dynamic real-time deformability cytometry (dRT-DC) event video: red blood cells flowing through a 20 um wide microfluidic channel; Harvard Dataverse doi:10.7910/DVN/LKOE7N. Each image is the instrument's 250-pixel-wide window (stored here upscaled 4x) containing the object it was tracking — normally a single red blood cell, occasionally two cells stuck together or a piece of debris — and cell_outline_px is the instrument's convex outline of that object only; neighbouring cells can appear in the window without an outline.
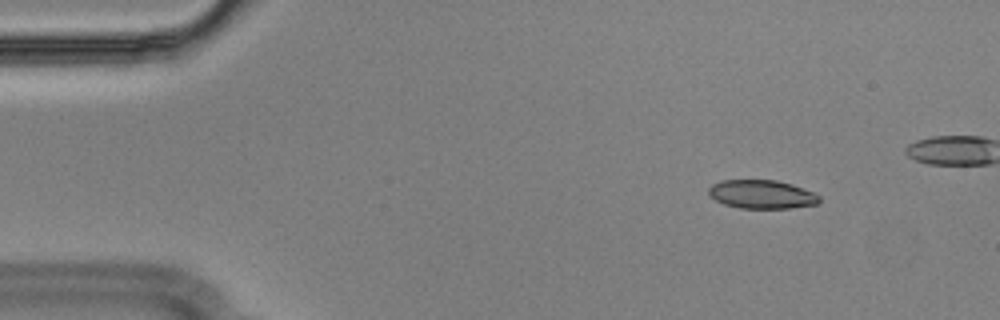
{"species": "Egyptian fruit bat (a non-hibernating species)", "species_latin": "Rousettus aegyptiacus", "temperature_condition": "cold", "stored_images_in_passage": 55, "segment_of_instrument_passage": [1, 2], "camera_frame_rate_fps": 3000, "um_per_image_px": 0.085, "animal": {"sex": "male"}, "frame": {"image": 1, "passage_image": 5, "time_ms": 1.333, "image_size_px": [1000, 320], "cell_outline_px": [[820, 200], [816, 204], [788, 208], [740, 208], [724, 204], [716, 200], [708, 192], [708, 188], [712, 184], [720, 180], [776, 180], [792, 184], [812, 192], [820, 196]], "centroid_in_image_um": [64.73, 16.51], "position_along_channel_um": 20.3, "area_um2": 18.32}}
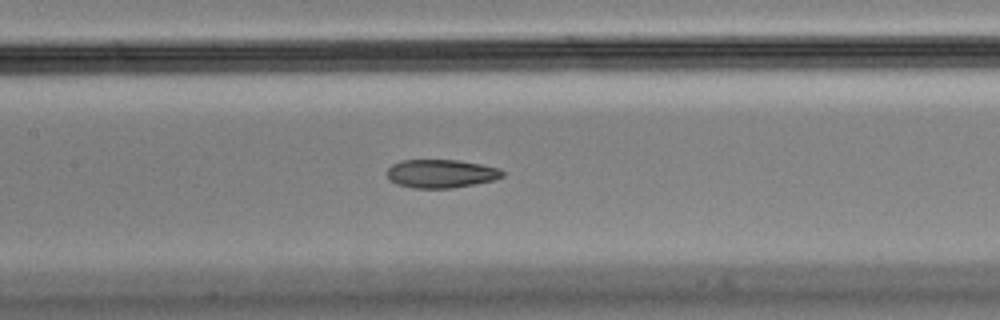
{"frame": {"image": 2, "passage_image": 24, "time_ms": 7.667, "image_size_px": [1000, 320], "cell_outline_px": [[504, 176], [492, 180], [452, 188], [412, 188], [396, 184], [388, 176], [388, 168], [392, 164], [400, 160], [460, 160], [480, 164], [496, 168], [504, 172]], "centroid_in_image_um": [37.46, 14.75], "position_along_channel_um": 169.9, "area_um2": 18.9}}
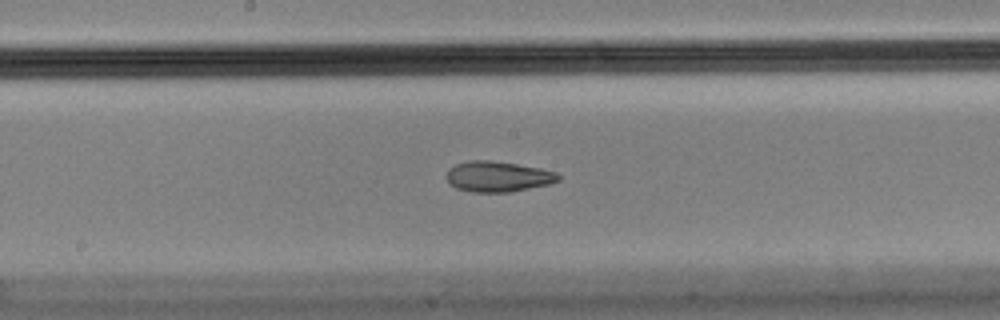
{"frame": {"image": 3, "passage_image": 27, "time_ms": 8.667, "image_size_px": [1000, 320], "cell_outline_px": [[560, 180], [552, 184], [508, 192], [472, 192], [456, 188], [448, 184], [448, 168], [456, 164], [468, 160], [488, 160], [516, 164], [540, 168], [556, 172], [560, 176]], "centroid_in_image_um": [42.33, 15.01], "position_along_channel_um": 205.9, "area_um2": 19.94}}